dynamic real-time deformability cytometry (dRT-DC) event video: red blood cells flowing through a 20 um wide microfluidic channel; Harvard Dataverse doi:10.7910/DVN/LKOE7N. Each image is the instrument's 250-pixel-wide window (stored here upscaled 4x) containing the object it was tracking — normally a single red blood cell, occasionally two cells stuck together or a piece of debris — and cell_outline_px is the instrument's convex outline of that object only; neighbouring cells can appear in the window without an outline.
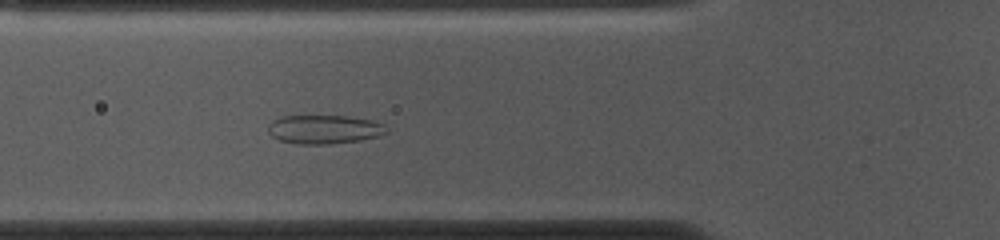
{"species": "common noctule bat (a hibernating species)", "species_latin": "Nyctalus noctula", "temperature_condition": "cold", "stored_images_in_passage": 50, "camera_frame_rate_fps": 3000, "um_per_image_px": 0.085, "animal": {"sex": "female", "body_mass_g": 10.0, "forearm_length_mm": 53.1}, "frame": {"image": 1, "passage_image": 18, "time_ms": 5.667, "image_size_px": [1000, 240], "cell_outline_px": [[388, 132], [380, 136], [360, 140], [328, 144], [296, 144], [280, 140], [272, 136], [268, 132], [268, 124], [272, 120], [280, 116], [348, 116], [372, 120], [384, 124], [388, 128]], "centroid_in_image_um": [27.57, 10.99], "position_along_channel_um": 98.2, "area_um2": 20.06}}
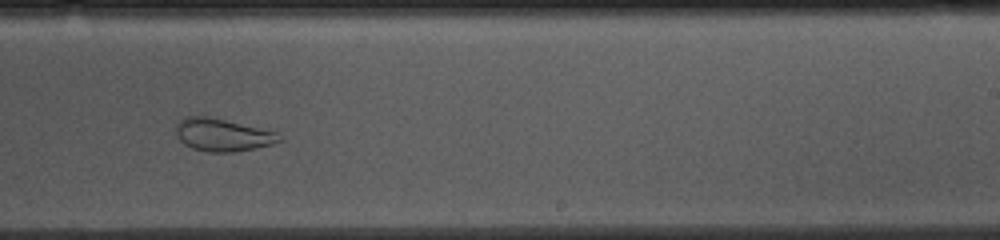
{"frame": {"image": 2, "passage_image": 32, "time_ms": 10.333, "image_size_px": [1000, 240], "cell_outline_px": [[284, 140], [272, 144], [256, 148], [232, 152], [208, 152], [192, 148], [184, 144], [176, 136], [176, 120], [184, 116], [208, 116], [280, 132], [284, 136]], "centroid_in_image_um": [18.94, 11.45], "position_along_channel_um": 270.1, "area_um2": 20.11}}
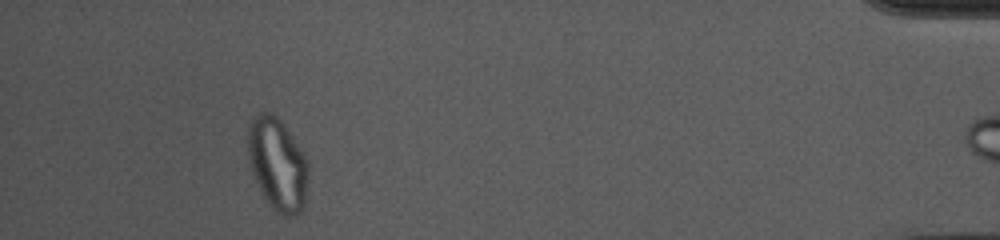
{"frame": {"image": 3, "passage_image": 49, "time_ms": 16.0, "image_size_px": [1000, 240], "cell_outline_px": [[308, 176], [304, 208], [296, 216], [284, 216], [276, 212], [272, 208], [264, 196], [252, 172], [248, 156], [248, 120], [252, 116], [260, 112], [272, 112], [280, 116], [308, 160]], "centroid_in_image_um": [23.6, 13.9], "position_along_channel_um": 411.6, "area_um2": 33.12}}